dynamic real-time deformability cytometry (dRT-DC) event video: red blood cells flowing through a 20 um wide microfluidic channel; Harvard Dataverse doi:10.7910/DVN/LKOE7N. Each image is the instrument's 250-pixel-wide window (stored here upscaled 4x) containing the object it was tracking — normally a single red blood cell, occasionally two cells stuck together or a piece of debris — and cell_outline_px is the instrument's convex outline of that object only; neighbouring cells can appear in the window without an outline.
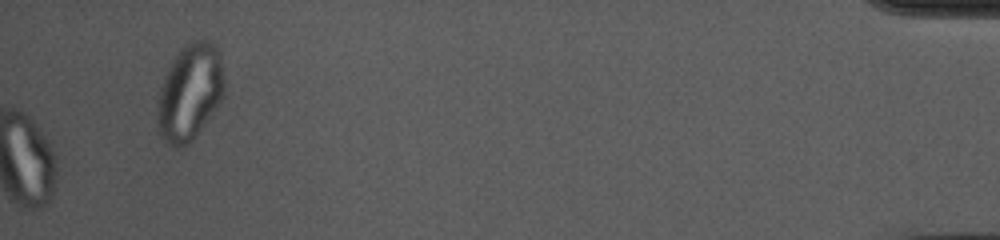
{"species": "common noctule bat (a hibernating species)", "species_latin": "Nyctalus noctula", "temperature_condition": "cold", "stored_images_in_passage": 41, "camera_frame_rate_fps": 3000, "um_per_image_px": 0.085, "animal": {"sex": "female", "body_mass_g": 10.0, "forearm_length_mm": 53.1}, "frame": {"image": 1, "passage_image": 41, "time_ms": 13.333, "image_size_px": [1000, 240], "cell_outline_px": [[224, 96], [216, 108], [192, 140], [188, 144], [176, 148], [168, 144], [160, 136], [156, 124], [156, 104], [160, 88], [164, 76], [172, 60], [184, 44], [192, 40], [208, 40], [216, 48], [220, 56], [224, 80]], "centroid_in_image_um": [16.1, 7.86], "position_along_channel_um": 419.1, "area_um2": 37.8}, "authors_computed_cell_mechanics": {"area_um2": 24.4494, "velocity_mm_per_s": 3.691, "shape_relaxation_time_tau1_ms": null, "shape_relaxation_time_tau2_ms": 1.9327, "deformation_change_tau1": null, "deformation_change_tau2": 0.0718}}